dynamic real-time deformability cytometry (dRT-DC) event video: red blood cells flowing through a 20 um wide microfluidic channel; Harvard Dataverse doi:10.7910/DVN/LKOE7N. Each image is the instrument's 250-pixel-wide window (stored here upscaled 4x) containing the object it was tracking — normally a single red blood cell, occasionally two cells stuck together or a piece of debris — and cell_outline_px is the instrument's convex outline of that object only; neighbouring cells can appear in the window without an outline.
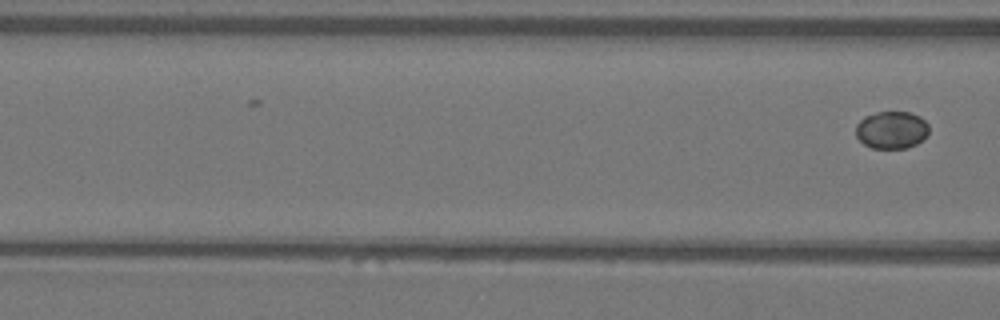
{"species": "Egyptian fruit bat (a non-hibernating species)", "species_latin": "Rousettus aegyptiacus", "temperature_condition": "warm", "stored_images_in_passage": 3, "camera_frame_rate_fps": 3000, "um_per_image_px": 0.085, "animal": {"sex": "female"}, "frame": {"image": 1, "passage_image": 3, "time_ms": 0.667, "image_size_px": [1000, 320], "cell_outline_px": [[928, 132], [916, 144], [908, 148], [872, 148], [864, 144], [856, 136], [856, 124], [864, 116], [876, 112], [912, 112], [920, 116], [928, 124]], "centroid_in_image_um": [75.77, 11.03], "position_along_channel_um": 90.8, "area_um2": 15.95}}